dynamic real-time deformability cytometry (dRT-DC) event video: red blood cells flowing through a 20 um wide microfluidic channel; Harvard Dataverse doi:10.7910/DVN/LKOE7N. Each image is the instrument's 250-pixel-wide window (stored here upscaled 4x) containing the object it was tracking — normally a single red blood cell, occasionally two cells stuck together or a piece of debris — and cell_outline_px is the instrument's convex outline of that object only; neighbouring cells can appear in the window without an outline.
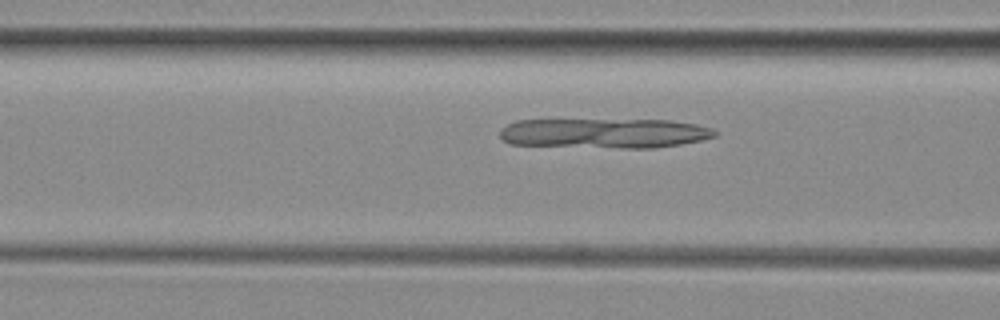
{"species": "common noctule bat (a hibernating species)", "species_latin": "Nyctalus noctula", "temperature_condition": "room temperature", "stored_images_in_passage": 29, "camera_frame_rate_fps": 3000, "um_per_image_px": 0.085, "animal": {"sex": "female", "body_mass_g": 29.2, "forearm_length_mm": 56.3}, "frame": {"image": 1, "passage_image": 7, "time_ms": 2.0, "image_size_px": [1000, 320], "cell_outline_px": [[716, 136], [700, 140], [680, 144], [652, 148], [624, 148], [508, 144], [500, 136], [500, 128], [516, 120], [672, 120], [696, 124], [712, 128], [716, 132]], "centroid_in_image_um": [51.36, 11.32], "position_along_channel_um": 115.2, "area_um2": 37.34}}
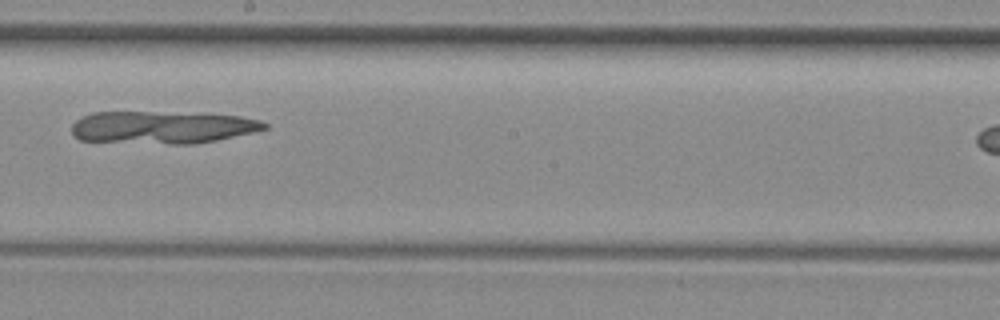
{"frame": {"image": 2, "passage_image": 16, "time_ms": 5.0, "image_size_px": [1000, 320], "cell_outline_px": [[268, 128], [252, 132], [216, 140], [196, 144], [172, 144], [80, 140], [72, 132], [72, 124], [80, 116], [92, 112], [208, 112], [240, 116], [260, 120], [268, 124]], "centroid_in_image_um": [13.83, 10.8], "position_along_channel_um": 234.4, "area_um2": 36.99}}
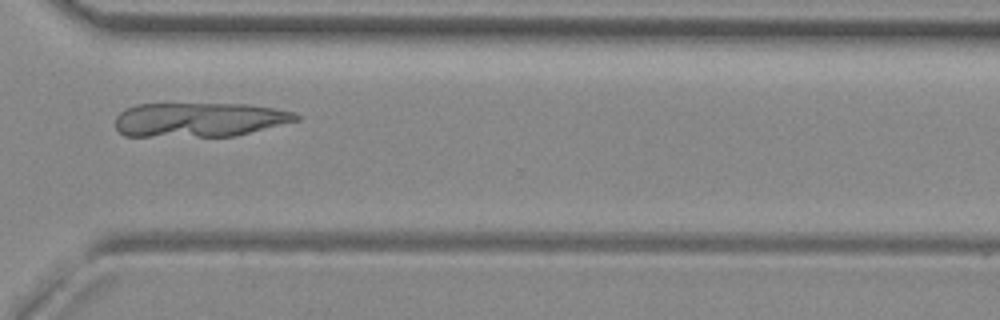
{"frame": {"image": 3, "passage_image": 25, "time_ms": 8.0, "image_size_px": [1000, 320], "cell_outline_px": [[300, 120], [236, 136], [124, 136], [116, 128], [116, 116], [124, 108], [136, 104], [248, 104], [296, 112], [300, 116]], "centroid_in_image_um": [16.95, 10.17], "position_along_channel_um": 353.7, "area_um2": 36.3}}